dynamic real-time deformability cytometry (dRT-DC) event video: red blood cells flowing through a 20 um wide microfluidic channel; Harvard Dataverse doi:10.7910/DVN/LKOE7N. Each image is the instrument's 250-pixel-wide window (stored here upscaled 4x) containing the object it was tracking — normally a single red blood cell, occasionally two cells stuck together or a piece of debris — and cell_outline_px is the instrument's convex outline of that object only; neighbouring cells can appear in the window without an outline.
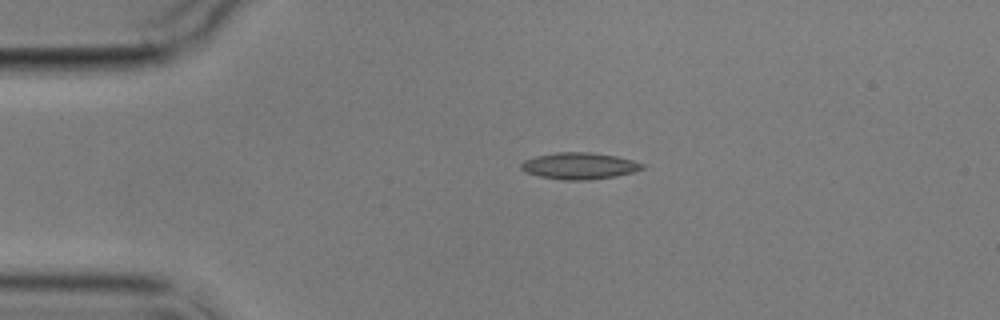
{"species": "common noctule bat (a hibernating species)", "species_latin": "Nyctalus noctula", "temperature_condition": "cold", "stored_images_in_passage": 10, "camera_frame_rate_fps": 3000, "um_per_image_px": 0.085, "animal": {"sex": "male", "body_mass_g": 17.9}, "frame": {"image": 1, "passage_image": 1, "time_ms": 0.0, "image_size_px": [1000, 320], "cell_outline_px": [[644, 168], [632, 172], [616, 176], [588, 180], [564, 180], [540, 176], [524, 172], [520, 168], [520, 164], [524, 160], [536, 156], [556, 152], [592, 152], [616, 156], [632, 160], [644, 164]], "centroid_in_image_um": [49.22, 14.09], "position_along_channel_um": 35.8, "area_um2": 18.79}}
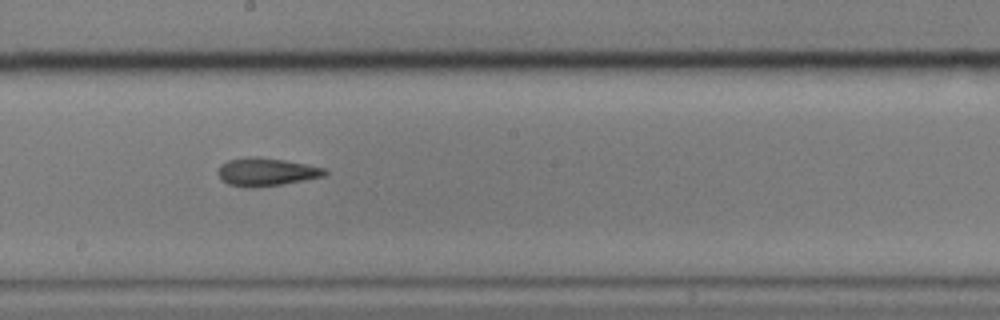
{"frame": {"image": 2, "passage_image": 6, "time_ms": 6.333, "image_size_px": [1000, 320], "cell_outline_px": [[328, 172], [324, 176], [304, 180], [256, 188], [244, 188], [228, 184], [220, 180], [216, 172], [220, 164], [228, 160], [248, 156], [256, 156], [284, 160], [324, 168]], "centroid_in_image_um": [22.54, 14.62], "position_along_channel_um": 225.7, "area_um2": 17.63}}
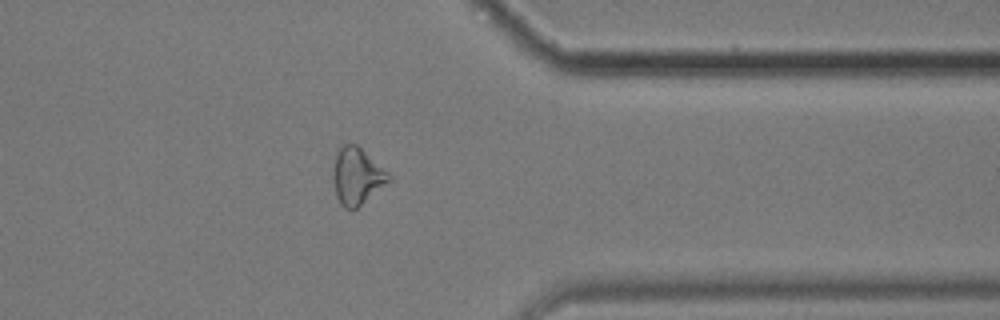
{"frame": {"image": 3, "passage_image": 10, "time_ms": 11.0, "image_size_px": [1000, 320], "cell_outline_px": [[392, 180], [352, 212], [344, 208], [340, 204], [336, 196], [332, 176], [332, 168], [336, 152], [344, 144], [356, 144], [388, 172], [392, 176]], "centroid_in_image_um": [30.33, 15.01], "position_along_channel_um": 381.1, "area_um2": 18.67}, "authors_computed_cell_mechanics": {"area_um2": 17.6868, "velocity_mm_per_s": 3.5317, "shape_relaxation_time_tau1_ms": 5.3695, "shape_relaxation_time_tau2_ms": 4.5804, "deformation_change_tau1": 0.1177, "deformation_change_tau2": 0.0999}}